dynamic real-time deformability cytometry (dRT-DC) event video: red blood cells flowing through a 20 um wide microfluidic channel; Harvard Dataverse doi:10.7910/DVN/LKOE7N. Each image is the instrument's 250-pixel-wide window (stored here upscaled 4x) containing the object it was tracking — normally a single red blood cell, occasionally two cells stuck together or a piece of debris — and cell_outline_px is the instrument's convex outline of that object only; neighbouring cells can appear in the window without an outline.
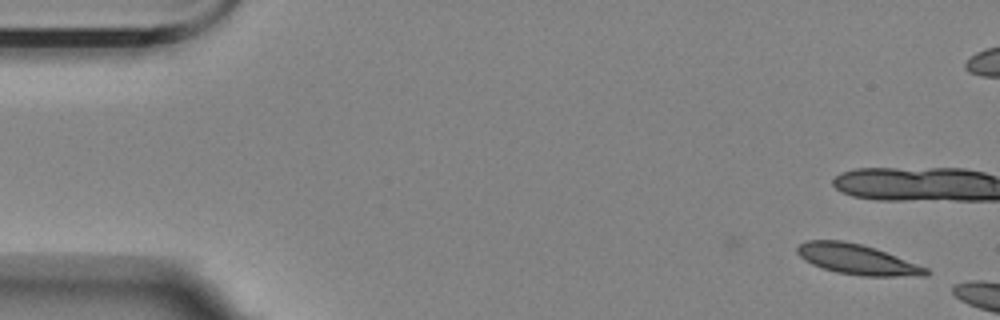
{"species": "Egyptian fruit bat (a non-hibernating species)", "species_latin": "Rousettus aegyptiacus", "temperature_condition": "room temperature", "stored_images_in_passage": 6, "camera_frame_rate_fps": 3000, "um_per_image_px": 0.085, "animal": {"sex": "female"}, "frame": {"image": 1, "passage_image": 1, "time_ms": 0.0, "image_size_px": [1000, 320], "cell_outline_px": [[932, 272], [928, 276], [860, 276], [836, 272], [812, 264], [804, 260], [796, 252], [796, 248], [800, 244], [808, 240], [840, 240], [860, 244], [876, 248], [928, 268]], "centroid_in_image_um": [72.89, 22.05], "position_along_channel_um": 12.1, "area_um2": 22.72}}